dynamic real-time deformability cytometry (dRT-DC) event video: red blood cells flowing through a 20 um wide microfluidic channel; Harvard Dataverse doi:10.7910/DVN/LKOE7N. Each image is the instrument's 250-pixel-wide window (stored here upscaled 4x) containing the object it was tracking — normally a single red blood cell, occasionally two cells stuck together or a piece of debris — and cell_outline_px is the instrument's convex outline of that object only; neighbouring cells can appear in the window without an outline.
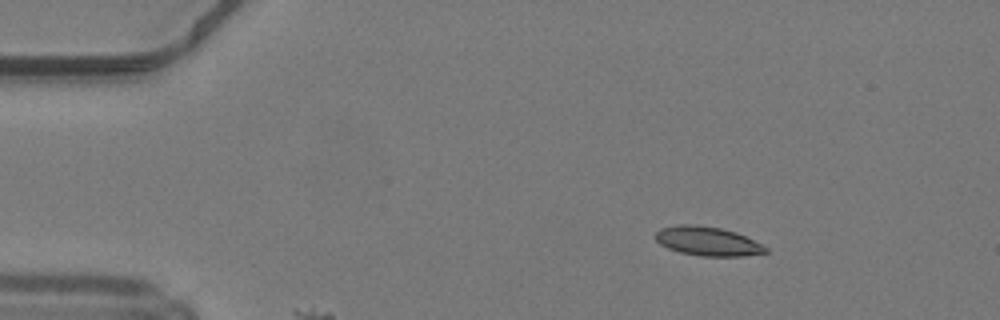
{"species": "common noctule bat (a hibernating species)", "species_latin": "Nyctalus noctula", "temperature_condition": "warm", "stored_images_in_passage": 42, "camera_frame_rate_fps": 3000, "um_per_image_px": 0.085, "animal": {"sex": "male", "body_mass_g": 19.2, "forearm_length_mm": 51.8}, "frame": {"image": 1, "passage_image": 1, "time_ms": 0.0, "image_size_px": [1000, 320], "cell_outline_px": [[768, 252], [744, 256], [700, 256], [680, 252], [668, 248], [660, 244], [656, 240], [656, 232], [660, 228], [680, 224], [696, 224], [720, 228], [736, 232], [768, 248]], "centroid_in_image_um": [60.12, 20.5], "position_along_channel_um": 24.9, "area_um2": 18.55}}
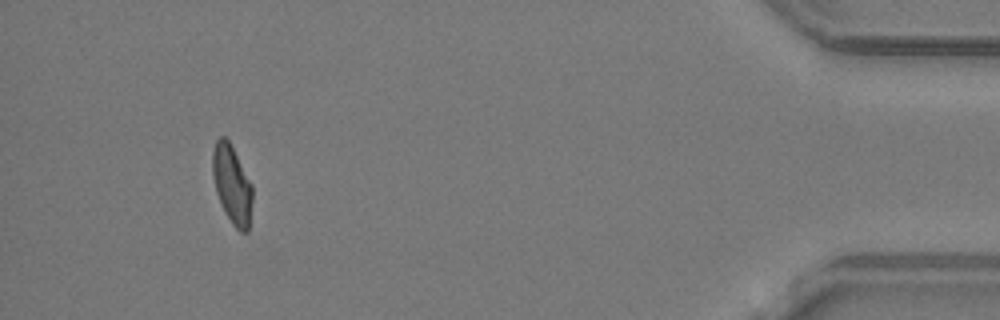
{"frame": {"image": 2, "passage_image": 39, "time_ms": 12.667, "image_size_px": [1000, 320], "cell_outline_px": [[252, 200], [248, 232], [240, 232], [232, 224], [224, 212], [216, 192], [212, 176], [212, 152], [216, 140], [220, 136], [224, 136], [228, 140], [252, 184]], "centroid_in_image_um": [19.7, 15.69], "position_along_channel_um": 415.5, "area_um2": 18.21}}